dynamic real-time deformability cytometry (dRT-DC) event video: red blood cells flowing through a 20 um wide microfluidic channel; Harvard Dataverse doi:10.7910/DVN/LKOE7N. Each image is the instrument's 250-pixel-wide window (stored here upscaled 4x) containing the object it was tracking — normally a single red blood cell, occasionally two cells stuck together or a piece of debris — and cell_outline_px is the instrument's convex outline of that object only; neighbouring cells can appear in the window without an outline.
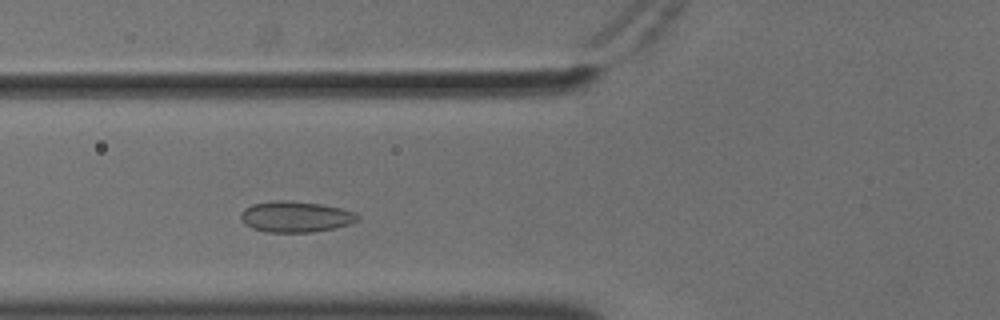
{"species": "common noctule bat (a hibernating species)", "species_latin": "Nyctalus noctula", "temperature_condition": "cold", "stored_images_in_passage": 41, "camera_frame_rate_fps": 3000, "um_per_image_px": 0.085, "animal": {"sex": "male", "body_mass_g": 18.8}, "frame": {"image": 1, "passage_image": 6, "time_ms": 1.667, "image_size_px": [1000, 320], "cell_outline_px": [[360, 220], [352, 224], [312, 232], [264, 232], [252, 228], [244, 224], [240, 216], [240, 212], [244, 208], [252, 204], [272, 200], [288, 200], [320, 204], [340, 208], [356, 212], [360, 216]], "centroid_in_image_um": [25.12, 18.42], "position_along_channel_um": 100.7, "area_um2": 21.33}}
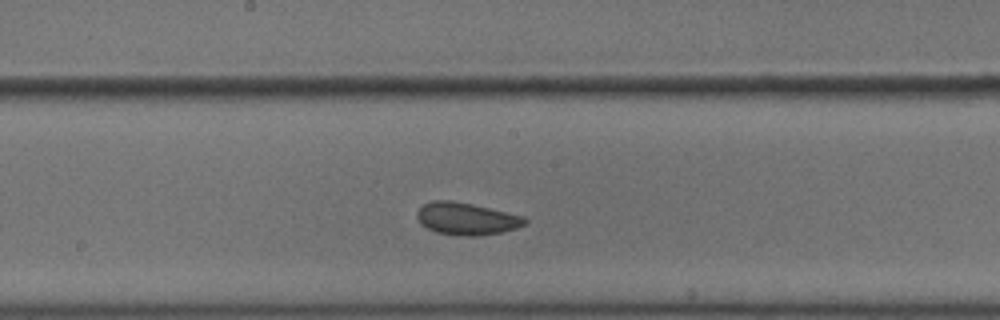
{"frame": {"image": 2, "passage_image": 15, "time_ms": 4.667, "image_size_px": [1000, 320], "cell_outline_px": [[528, 220], [524, 224], [516, 228], [500, 232], [476, 236], [460, 236], [436, 232], [420, 224], [416, 216], [416, 212], [424, 204], [432, 200], [452, 200], [472, 204], [524, 216]], "centroid_in_image_um": [39.62, 18.59], "position_along_channel_um": 208.6, "area_um2": 20.23}}
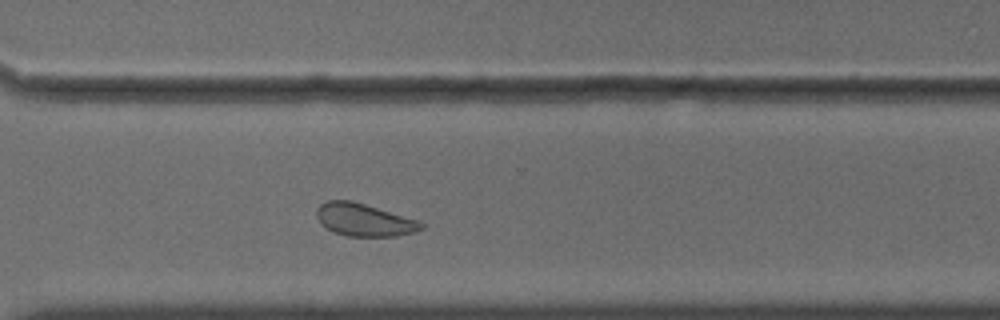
{"frame": {"image": 3, "passage_image": 26, "time_ms": 8.333, "image_size_px": [1000, 320], "cell_outline_px": [[424, 228], [416, 232], [396, 236], [348, 236], [332, 232], [320, 224], [316, 216], [316, 208], [320, 204], [328, 200], [352, 200], [420, 220], [424, 224]], "centroid_in_image_um": [30.95, 18.68], "position_along_channel_um": 339.6, "area_um2": 20.23}, "authors_computed_cell_mechanics": {"area_um2": 20.4034, "velocity_mm_per_s": 3.5775, "shape_relaxation_time_tau1_ms": null, "shape_relaxation_time_tau2_ms": 4.4488, "deformation_change_tau1": null, "deformation_change_tau2": 0.0643}}